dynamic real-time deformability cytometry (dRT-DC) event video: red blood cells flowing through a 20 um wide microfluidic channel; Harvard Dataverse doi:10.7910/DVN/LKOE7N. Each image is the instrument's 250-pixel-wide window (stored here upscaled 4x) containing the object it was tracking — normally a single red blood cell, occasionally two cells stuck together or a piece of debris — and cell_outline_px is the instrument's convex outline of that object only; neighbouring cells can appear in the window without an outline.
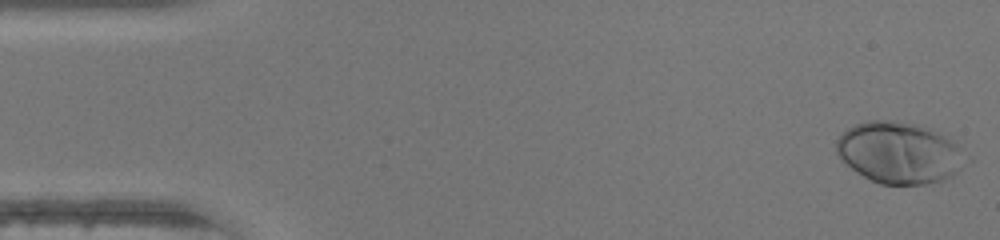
{"species": "human", "species_latin": "Homo sapiens", "temperature_condition": "warm", "stored_images_in_passage": 47, "camera_frame_rate_fps": 3000, "um_per_image_px": 0.085, "donor": {"sex": "female"}, "frame": {"image": 1, "passage_image": 1, "time_ms": 0.0, "image_size_px": [1000, 240], "cell_outline_px": [[964, 152], [956, 172], [952, 176], [940, 180], [924, 184], [880, 184], [856, 172], [840, 160], [836, 152], [836, 140], [852, 124], [868, 120], [896, 120], [916, 124], [932, 128], [948, 136]], "centroid_in_image_um": [76.37, 12.95], "position_along_channel_um": 8.6, "area_um2": 46.18}}
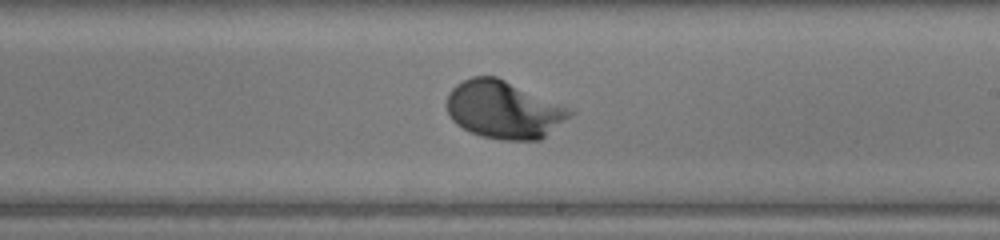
{"frame": {"image": 2, "passage_image": 27, "time_ms": 8.667, "image_size_px": [1000, 240], "cell_outline_px": [[576, 112], [540, 140], [500, 140], [480, 136], [456, 124], [448, 116], [448, 92], [456, 84], [472, 76], [496, 76]], "centroid_in_image_um": [42.78, 9.34], "position_along_channel_um": 246.2, "area_um2": 40.81}}
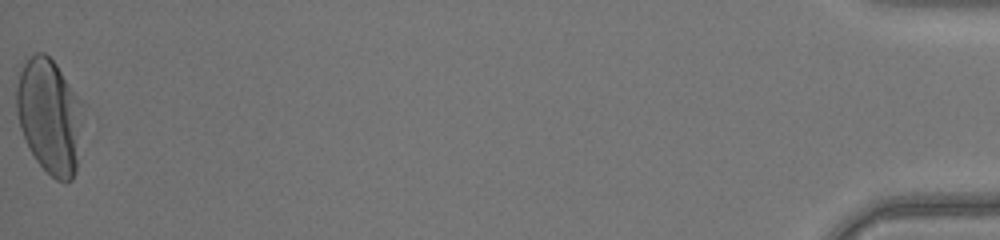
{"frame": {"image": 3, "passage_image": 47, "time_ms": 15.333, "image_size_px": [1000, 240], "cell_outline_px": [[84, 104], [76, 172], [72, 180], [64, 184], [56, 180], [36, 160], [20, 128], [16, 112], [16, 88], [20, 72], [24, 64], [36, 52], [44, 52], [56, 64]], "centroid_in_image_um": [4.23, 9.88], "position_along_channel_um": 431.0, "area_um2": 44.45}, "authors_computed_cell_mechanics": {"area_um2": 39.593, "velocity_mm_per_s": 4.3894, "shape_relaxation_time_tau1_ms": 2.1705, "shape_relaxation_time_tau2_ms": null, "deformation_change_tau1": 0.1937, "deformation_change_tau2": null}}